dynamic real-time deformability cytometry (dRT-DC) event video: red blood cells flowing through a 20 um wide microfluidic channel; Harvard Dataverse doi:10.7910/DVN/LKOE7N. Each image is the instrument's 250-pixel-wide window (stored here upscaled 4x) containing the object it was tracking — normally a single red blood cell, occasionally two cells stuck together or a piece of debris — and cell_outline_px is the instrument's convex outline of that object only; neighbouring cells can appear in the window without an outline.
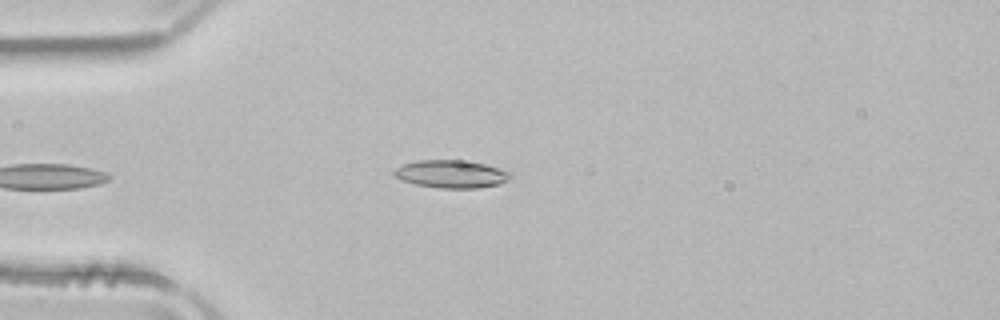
{"species": "common noctule bat (a hibernating species)", "species_latin": "Nyctalus noctula", "temperature_condition": "room temperature", "stored_images_in_passage": 29, "camera_frame_rate_fps": 3000, "um_per_image_px": 0.085, "animal": {"sex": "male", "body_mass_g": 21.5, "forearm_length_mm": 52.0}, "frame": {"image": 1, "passage_image": 1, "time_ms": 0.0, "image_size_px": [1000, 320], "cell_outline_px": [[516, 176], [500, 184], [476, 188], [436, 188], [416, 184], [400, 180], [392, 176], [392, 172], [396, 168], [404, 164], [416, 160], [460, 160], [484, 164], [512, 172]], "centroid_in_image_um": [38.36, 14.8], "position_along_channel_um": 46.6, "area_um2": 19.07}}
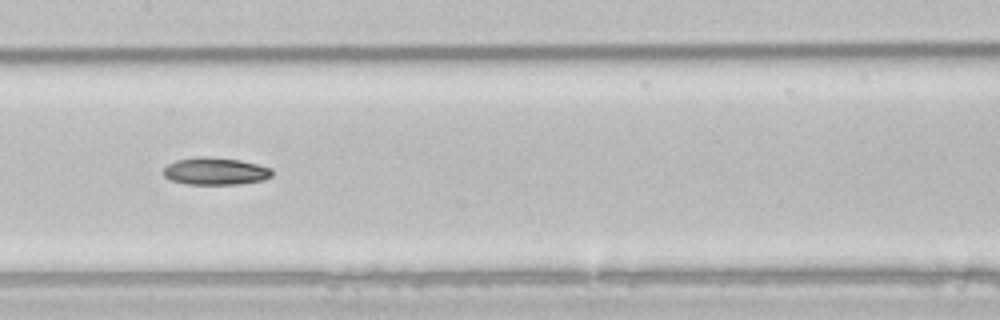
{"frame": {"image": 2, "passage_image": 13, "time_ms": 4.0, "image_size_px": [1000, 320], "cell_outline_px": [[272, 176], [264, 180], [240, 184], [188, 184], [172, 180], [164, 176], [164, 168], [168, 164], [176, 160], [196, 156], [204, 156], [240, 160], [272, 168]], "centroid_in_image_um": [18.32, 14.55], "position_along_channel_um": 189.1, "area_um2": 17.28}}
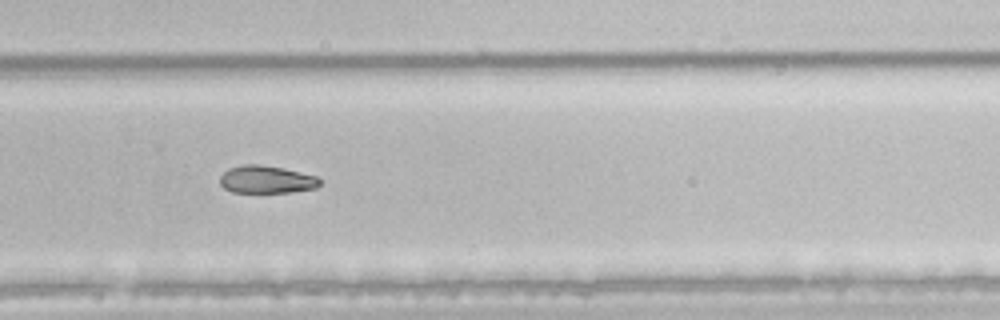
{"frame": {"image": 3, "passage_image": 22, "time_ms": 7.0, "image_size_px": [1000, 320], "cell_outline_px": [[320, 184], [316, 188], [292, 192], [232, 192], [224, 188], [220, 184], [220, 176], [228, 168], [240, 164], [260, 164], [284, 168], [316, 176], [320, 180]], "centroid_in_image_um": [22.62, 15.25], "position_along_channel_um": 307.2, "area_um2": 16.18}}